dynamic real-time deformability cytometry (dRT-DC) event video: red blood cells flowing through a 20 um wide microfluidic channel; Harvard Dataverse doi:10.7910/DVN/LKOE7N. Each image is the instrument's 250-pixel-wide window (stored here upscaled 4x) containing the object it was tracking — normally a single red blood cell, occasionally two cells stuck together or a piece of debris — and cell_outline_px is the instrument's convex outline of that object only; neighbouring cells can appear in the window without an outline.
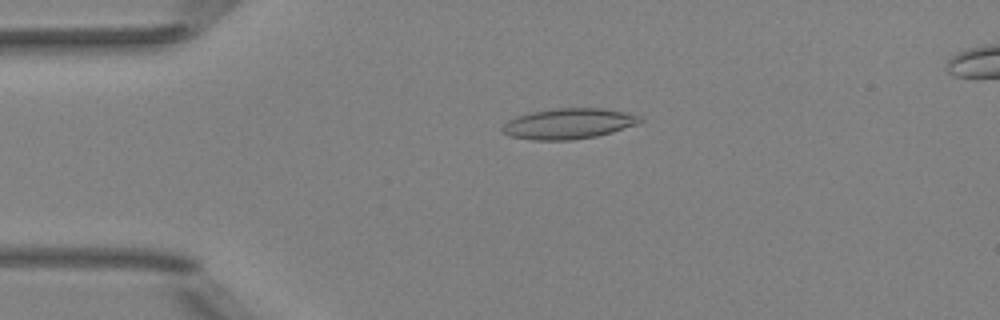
{"species": "Egyptian fruit bat (a non-hibernating species)", "species_latin": "Rousettus aegyptiacus", "temperature_condition": "room temperature", "stored_images_in_passage": 50, "camera_frame_rate_fps": 3000, "um_per_image_px": 0.085, "animal": {"sex": "female"}, "frame": {"image": 1, "passage_image": 11, "time_ms": 3.333, "image_size_px": [1000, 320], "cell_outline_px": [[644, 120], [640, 124], [612, 132], [596, 136], [572, 140], [532, 140], [508, 136], [500, 128], [508, 120], [516, 116], [532, 112], [552, 108], [604, 108], [628, 112], [640, 116]], "centroid_in_image_um": [48.36, 10.51], "position_along_channel_um": 36.6, "area_um2": 24.85}}
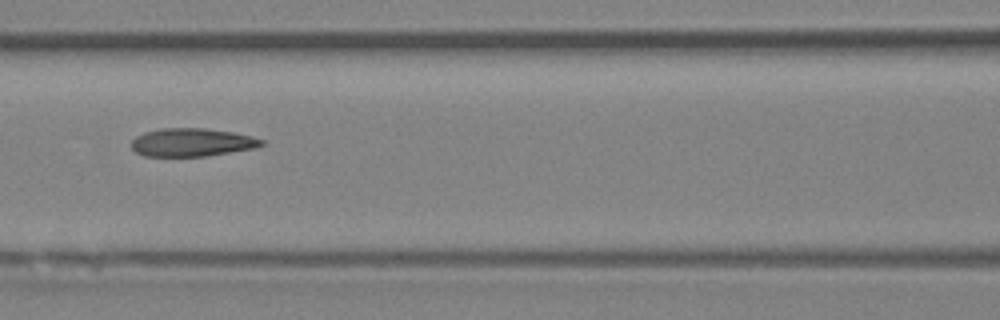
{"frame": {"image": 2, "passage_image": 22, "time_ms": 7.0, "image_size_px": [1000, 320], "cell_outline_px": [[268, 144], [256, 148], [208, 156], [144, 156], [136, 152], [132, 148], [132, 140], [136, 136], [144, 132], [160, 128], [204, 128], [232, 132], [252, 136], [264, 140]], "centroid_in_image_um": [16.36, 12.1], "position_along_channel_um": 150.2, "area_um2": 21.56}}
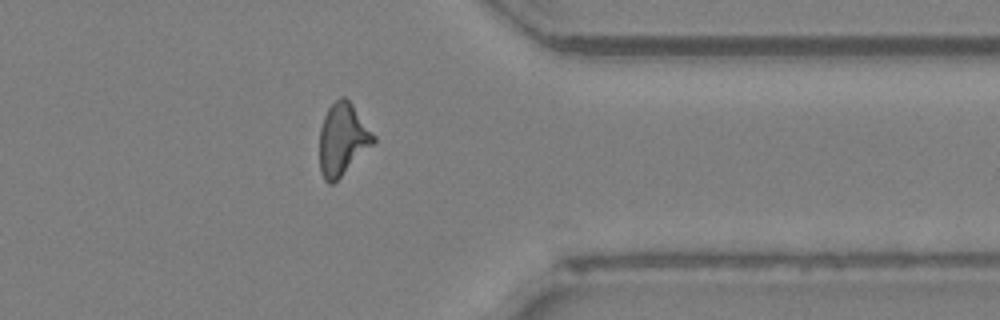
{"frame": {"image": 3, "passage_image": 40, "time_ms": 13.0, "image_size_px": [1000, 320], "cell_outline_px": [[376, 140], [332, 184], [328, 184], [324, 180], [320, 172], [320, 128], [324, 116], [328, 108], [340, 96], [344, 96], [352, 104], [376, 136]], "centroid_in_image_um": [29.1, 11.82], "position_along_channel_um": 382.3, "area_um2": 22.2}, "authors_computed_cell_mechanics": {"area_um2": 22.0507, "velocity_mm_per_s": 4.0343, "shape_relaxation_time_tau1_ms": 10.1461, "shape_relaxation_time_tau2_ms": 2.4734, "deformation_change_tau1": 0.2404, "deformation_change_tau2": 0.1177}}